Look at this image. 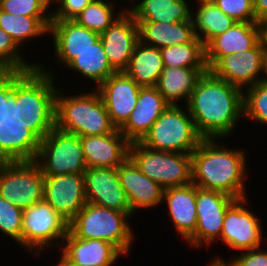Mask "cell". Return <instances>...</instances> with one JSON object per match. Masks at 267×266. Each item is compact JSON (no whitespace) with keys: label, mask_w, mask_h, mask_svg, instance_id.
<instances>
[{"label":"cell","mask_w":267,"mask_h":266,"mask_svg":"<svg viewBox=\"0 0 267 266\" xmlns=\"http://www.w3.org/2000/svg\"><path fill=\"white\" fill-rule=\"evenodd\" d=\"M264 75V76H263ZM262 82L267 84V56L264 58V68H263V74H262ZM266 76V77H265Z\"/></svg>","instance_id":"cell-45"},{"label":"cell","mask_w":267,"mask_h":266,"mask_svg":"<svg viewBox=\"0 0 267 266\" xmlns=\"http://www.w3.org/2000/svg\"><path fill=\"white\" fill-rule=\"evenodd\" d=\"M264 58V50L259 40L249 50L221 57L209 71L214 76L244 90L262 80L260 73H263Z\"/></svg>","instance_id":"cell-13"},{"label":"cell","mask_w":267,"mask_h":266,"mask_svg":"<svg viewBox=\"0 0 267 266\" xmlns=\"http://www.w3.org/2000/svg\"><path fill=\"white\" fill-rule=\"evenodd\" d=\"M162 200L167 203L169 217L178 236L187 241L194 234L197 225L196 186L191 183L166 188Z\"/></svg>","instance_id":"cell-24"},{"label":"cell","mask_w":267,"mask_h":266,"mask_svg":"<svg viewBox=\"0 0 267 266\" xmlns=\"http://www.w3.org/2000/svg\"><path fill=\"white\" fill-rule=\"evenodd\" d=\"M68 231L69 222L44 199L23 209L22 246L27 252L32 250L40 256L44 248L56 247L60 240L63 242Z\"/></svg>","instance_id":"cell-10"},{"label":"cell","mask_w":267,"mask_h":266,"mask_svg":"<svg viewBox=\"0 0 267 266\" xmlns=\"http://www.w3.org/2000/svg\"><path fill=\"white\" fill-rule=\"evenodd\" d=\"M140 87L123 71L112 74L96 87L110 120L117 129L126 123L135 109Z\"/></svg>","instance_id":"cell-16"},{"label":"cell","mask_w":267,"mask_h":266,"mask_svg":"<svg viewBox=\"0 0 267 266\" xmlns=\"http://www.w3.org/2000/svg\"><path fill=\"white\" fill-rule=\"evenodd\" d=\"M36 63L30 71L0 73V152L28 153L55 128V75Z\"/></svg>","instance_id":"cell-1"},{"label":"cell","mask_w":267,"mask_h":266,"mask_svg":"<svg viewBox=\"0 0 267 266\" xmlns=\"http://www.w3.org/2000/svg\"><path fill=\"white\" fill-rule=\"evenodd\" d=\"M169 105L140 143L150 149L192 153L204 139L197 131L187 106Z\"/></svg>","instance_id":"cell-7"},{"label":"cell","mask_w":267,"mask_h":266,"mask_svg":"<svg viewBox=\"0 0 267 266\" xmlns=\"http://www.w3.org/2000/svg\"><path fill=\"white\" fill-rule=\"evenodd\" d=\"M213 2L236 22H256L253 0H214Z\"/></svg>","instance_id":"cell-38"},{"label":"cell","mask_w":267,"mask_h":266,"mask_svg":"<svg viewBox=\"0 0 267 266\" xmlns=\"http://www.w3.org/2000/svg\"><path fill=\"white\" fill-rule=\"evenodd\" d=\"M56 266H81V265H77L73 262H70L63 254H61L60 260L58 261Z\"/></svg>","instance_id":"cell-44"},{"label":"cell","mask_w":267,"mask_h":266,"mask_svg":"<svg viewBox=\"0 0 267 266\" xmlns=\"http://www.w3.org/2000/svg\"><path fill=\"white\" fill-rule=\"evenodd\" d=\"M235 200L223 192L196 186L197 225L194 234L187 240L192 248L220 240L226 211Z\"/></svg>","instance_id":"cell-11"},{"label":"cell","mask_w":267,"mask_h":266,"mask_svg":"<svg viewBox=\"0 0 267 266\" xmlns=\"http://www.w3.org/2000/svg\"><path fill=\"white\" fill-rule=\"evenodd\" d=\"M243 91V119L267 125V84L260 81Z\"/></svg>","instance_id":"cell-35"},{"label":"cell","mask_w":267,"mask_h":266,"mask_svg":"<svg viewBox=\"0 0 267 266\" xmlns=\"http://www.w3.org/2000/svg\"><path fill=\"white\" fill-rule=\"evenodd\" d=\"M169 105L155 86L140 87L135 109L120 132L130 143L140 142Z\"/></svg>","instance_id":"cell-18"},{"label":"cell","mask_w":267,"mask_h":266,"mask_svg":"<svg viewBox=\"0 0 267 266\" xmlns=\"http://www.w3.org/2000/svg\"><path fill=\"white\" fill-rule=\"evenodd\" d=\"M163 68L160 49L138 41L123 72L139 86L146 87L156 86Z\"/></svg>","instance_id":"cell-28"},{"label":"cell","mask_w":267,"mask_h":266,"mask_svg":"<svg viewBox=\"0 0 267 266\" xmlns=\"http://www.w3.org/2000/svg\"><path fill=\"white\" fill-rule=\"evenodd\" d=\"M186 106L204 139H226L243 117V90L208 70L199 78Z\"/></svg>","instance_id":"cell-2"},{"label":"cell","mask_w":267,"mask_h":266,"mask_svg":"<svg viewBox=\"0 0 267 266\" xmlns=\"http://www.w3.org/2000/svg\"><path fill=\"white\" fill-rule=\"evenodd\" d=\"M66 67L80 73L88 81L95 82L97 87L117 72L108 61L100 38L90 48L78 54Z\"/></svg>","instance_id":"cell-29"},{"label":"cell","mask_w":267,"mask_h":266,"mask_svg":"<svg viewBox=\"0 0 267 266\" xmlns=\"http://www.w3.org/2000/svg\"><path fill=\"white\" fill-rule=\"evenodd\" d=\"M85 197L88 203L127 213L132 216L129 201L122 188L116 168L86 167Z\"/></svg>","instance_id":"cell-14"},{"label":"cell","mask_w":267,"mask_h":266,"mask_svg":"<svg viewBox=\"0 0 267 266\" xmlns=\"http://www.w3.org/2000/svg\"><path fill=\"white\" fill-rule=\"evenodd\" d=\"M240 254L231 259L234 266H267V249L257 247Z\"/></svg>","instance_id":"cell-40"},{"label":"cell","mask_w":267,"mask_h":266,"mask_svg":"<svg viewBox=\"0 0 267 266\" xmlns=\"http://www.w3.org/2000/svg\"><path fill=\"white\" fill-rule=\"evenodd\" d=\"M57 89L55 127L63 132L85 136L113 133L112 124L98 91L64 95Z\"/></svg>","instance_id":"cell-4"},{"label":"cell","mask_w":267,"mask_h":266,"mask_svg":"<svg viewBox=\"0 0 267 266\" xmlns=\"http://www.w3.org/2000/svg\"><path fill=\"white\" fill-rule=\"evenodd\" d=\"M61 243L59 251L70 262L81 266H112L123 255L107 241L76 238L70 231Z\"/></svg>","instance_id":"cell-22"},{"label":"cell","mask_w":267,"mask_h":266,"mask_svg":"<svg viewBox=\"0 0 267 266\" xmlns=\"http://www.w3.org/2000/svg\"><path fill=\"white\" fill-rule=\"evenodd\" d=\"M139 41L156 48L185 43H202L194 33L192 18L183 22H136Z\"/></svg>","instance_id":"cell-25"},{"label":"cell","mask_w":267,"mask_h":266,"mask_svg":"<svg viewBox=\"0 0 267 266\" xmlns=\"http://www.w3.org/2000/svg\"><path fill=\"white\" fill-rule=\"evenodd\" d=\"M129 158L164 189L192 183L190 153L158 151L134 142L129 146Z\"/></svg>","instance_id":"cell-9"},{"label":"cell","mask_w":267,"mask_h":266,"mask_svg":"<svg viewBox=\"0 0 267 266\" xmlns=\"http://www.w3.org/2000/svg\"><path fill=\"white\" fill-rule=\"evenodd\" d=\"M58 8L51 11V20H73L92 0H51Z\"/></svg>","instance_id":"cell-39"},{"label":"cell","mask_w":267,"mask_h":266,"mask_svg":"<svg viewBox=\"0 0 267 266\" xmlns=\"http://www.w3.org/2000/svg\"><path fill=\"white\" fill-rule=\"evenodd\" d=\"M109 2L106 0H92V2L86 6L73 20L80 26H83L101 35L127 10H118V13L114 8L116 4L112 2V0Z\"/></svg>","instance_id":"cell-32"},{"label":"cell","mask_w":267,"mask_h":266,"mask_svg":"<svg viewBox=\"0 0 267 266\" xmlns=\"http://www.w3.org/2000/svg\"><path fill=\"white\" fill-rule=\"evenodd\" d=\"M187 0H140L127 11L136 22L176 23L191 19Z\"/></svg>","instance_id":"cell-27"},{"label":"cell","mask_w":267,"mask_h":266,"mask_svg":"<svg viewBox=\"0 0 267 266\" xmlns=\"http://www.w3.org/2000/svg\"><path fill=\"white\" fill-rule=\"evenodd\" d=\"M28 154L44 175L84 174L85 154L80 137L53 128Z\"/></svg>","instance_id":"cell-8"},{"label":"cell","mask_w":267,"mask_h":266,"mask_svg":"<svg viewBox=\"0 0 267 266\" xmlns=\"http://www.w3.org/2000/svg\"><path fill=\"white\" fill-rule=\"evenodd\" d=\"M43 199L70 222L87 203L84 174L45 175Z\"/></svg>","instance_id":"cell-15"},{"label":"cell","mask_w":267,"mask_h":266,"mask_svg":"<svg viewBox=\"0 0 267 266\" xmlns=\"http://www.w3.org/2000/svg\"><path fill=\"white\" fill-rule=\"evenodd\" d=\"M198 2H213L214 0H197Z\"/></svg>","instance_id":"cell-46"},{"label":"cell","mask_w":267,"mask_h":266,"mask_svg":"<svg viewBox=\"0 0 267 266\" xmlns=\"http://www.w3.org/2000/svg\"><path fill=\"white\" fill-rule=\"evenodd\" d=\"M220 144L217 138L203 139L191 153L192 183L202 189L223 192L235 199L246 198V151L228 149V146L226 148Z\"/></svg>","instance_id":"cell-3"},{"label":"cell","mask_w":267,"mask_h":266,"mask_svg":"<svg viewBox=\"0 0 267 266\" xmlns=\"http://www.w3.org/2000/svg\"><path fill=\"white\" fill-rule=\"evenodd\" d=\"M23 209L0 196V231L22 245Z\"/></svg>","instance_id":"cell-36"},{"label":"cell","mask_w":267,"mask_h":266,"mask_svg":"<svg viewBox=\"0 0 267 266\" xmlns=\"http://www.w3.org/2000/svg\"><path fill=\"white\" fill-rule=\"evenodd\" d=\"M45 175L25 152H0V196L22 209L43 200Z\"/></svg>","instance_id":"cell-5"},{"label":"cell","mask_w":267,"mask_h":266,"mask_svg":"<svg viewBox=\"0 0 267 266\" xmlns=\"http://www.w3.org/2000/svg\"><path fill=\"white\" fill-rule=\"evenodd\" d=\"M259 26V40L262 44L264 54L267 56V19L258 22Z\"/></svg>","instance_id":"cell-42"},{"label":"cell","mask_w":267,"mask_h":266,"mask_svg":"<svg viewBox=\"0 0 267 266\" xmlns=\"http://www.w3.org/2000/svg\"><path fill=\"white\" fill-rule=\"evenodd\" d=\"M51 0H0V9L13 15L51 17Z\"/></svg>","instance_id":"cell-37"},{"label":"cell","mask_w":267,"mask_h":266,"mask_svg":"<svg viewBox=\"0 0 267 266\" xmlns=\"http://www.w3.org/2000/svg\"><path fill=\"white\" fill-rule=\"evenodd\" d=\"M198 9L192 12L194 33L206 46L214 37L223 34L236 21L224 14L214 2H197Z\"/></svg>","instance_id":"cell-30"},{"label":"cell","mask_w":267,"mask_h":266,"mask_svg":"<svg viewBox=\"0 0 267 266\" xmlns=\"http://www.w3.org/2000/svg\"><path fill=\"white\" fill-rule=\"evenodd\" d=\"M51 21V17L16 16L0 9V29L7 32L19 48L32 38L49 34Z\"/></svg>","instance_id":"cell-31"},{"label":"cell","mask_w":267,"mask_h":266,"mask_svg":"<svg viewBox=\"0 0 267 266\" xmlns=\"http://www.w3.org/2000/svg\"><path fill=\"white\" fill-rule=\"evenodd\" d=\"M230 262H225L223 259L216 257L214 260L211 261V263L208 266H234L231 260Z\"/></svg>","instance_id":"cell-43"},{"label":"cell","mask_w":267,"mask_h":266,"mask_svg":"<svg viewBox=\"0 0 267 266\" xmlns=\"http://www.w3.org/2000/svg\"><path fill=\"white\" fill-rule=\"evenodd\" d=\"M49 34L53 37L55 58L65 67L100 38L98 33L74 20H52Z\"/></svg>","instance_id":"cell-20"},{"label":"cell","mask_w":267,"mask_h":266,"mask_svg":"<svg viewBox=\"0 0 267 266\" xmlns=\"http://www.w3.org/2000/svg\"><path fill=\"white\" fill-rule=\"evenodd\" d=\"M118 176L134 214L140 208L163 203L164 188L143 174L129 157L118 166Z\"/></svg>","instance_id":"cell-19"},{"label":"cell","mask_w":267,"mask_h":266,"mask_svg":"<svg viewBox=\"0 0 267 266\" xmlns=\"http://www.w3.org/2000/svg\"><path fill=\"white\" fill-rule=\"evenodd\" d=\"M207 71L164 66L155 87L170 105H179V100L183 99L187 105L199 78Z\"/></svg>","instance_id":"cell-26"},{"label":"cell","mask_w":267,"mask_h":266,"mask_svg":"<svg viewBox=\"0 0 267 266\" xmlns=\"http://www.w3.org/2000/svg\"><path fill=\"white\" fill-rule=\"evenodd\" d=\"M259 41L257 22H235L223 34L214 37L205 46V61L208 70L229 54H240L251 49Z\"/></svg>","instance_id":"cell-23"},{"label":"cell","mask_w":267,"mask_h":266,"mask_svg":"<svg viewBox=\"0 0 267 266\" xmlns=\"http://www.w3.org/2000/svg\"><path fill=\"white\" fill-rule=\"evenodd\" d=\"M256 22L267 19V0H253Z\"/></svg>","instance_id":"cell-41"},{"label":"cell","mask_w":267,"mask_h":266,"mask_svg":"<svg viewBox=\"0 0 267 266\" xmlns=\"http://www.w3.org/2000/svg\"><path fill=\"white\" fill-rule=\"evenodd\" d=\"M164 66L208 69L203 43H185L160 48Z\"/></svg>","instance_id":"cell-33"},{"label":"cell","mask_w":267,"mask_h":266,"mask_svg":"<svg viewBox=\"0 0 267 266\" xmlns=\"http://www.w3.org/2000/svg\"><path fill=\"white\" fill-rule=\"evenodd\" d=\"M246 198L236 199L227 209L220 240L229 249L239 252L261 247L262 234L261 221L247 208ZM247 205V206H246Z\"/></svg>","instance_id":"cell-12"},{"label":"cell","mask_w":267,"mask_h":266,"mask_svg":"<svg viewBox=\"0 0 267 266\" xmlns=\"http://www.w3.org/2000/svg\"><path fill=\"white\" fill-rule=\"evenodd\" d=\"M86 167L116 168L129 157L130 142L116 129L100 136L80 137Z\"/></svg>","instance_id":"cell-21"},{"label":"cell","mask_w":267,"mask_h":266,"mask_svg":"<svg viewBox=\"0 0 267 266\" xmlns=\"http://www.w3.org/2000/svg\"><path fill=\"white\" fill-rule=\"evenodd\" d=\"M100 39L111 66L117 72L124 71L139 41L138 24L126 10L100 35Z\"/></svg>","instance_id":"cell-17"},{"label":"cell","mask_w":267,"mask_h":266,"mask_svg":"<svg viewBox=\"0 0 267 266\" xmlns=\"http://www.w3.org/2000/svg\"><path fill=\"white\" fill-rule=\"evenodd\" d=\"M130 215L86 203L69 222V231L80 239H100L114 245L126 256L133 244L134 234L128 223Z\"/></svg>","instance_id":"cell-6"},{"label":"cell","mask_w":267,"mask_h":266,"mask_svg":"<svg viewBox=\"0 0 267 266\" xmlns=\"http://www.w3.org/2000/svg\"><path fill=\"white\" fill-rule=\"evenodd\" d=\"M20 51L10 35L0 29V73L26 72L37 66L29 64Z\"/></svg>","instance_id":"cell-34"}]
</instances>
